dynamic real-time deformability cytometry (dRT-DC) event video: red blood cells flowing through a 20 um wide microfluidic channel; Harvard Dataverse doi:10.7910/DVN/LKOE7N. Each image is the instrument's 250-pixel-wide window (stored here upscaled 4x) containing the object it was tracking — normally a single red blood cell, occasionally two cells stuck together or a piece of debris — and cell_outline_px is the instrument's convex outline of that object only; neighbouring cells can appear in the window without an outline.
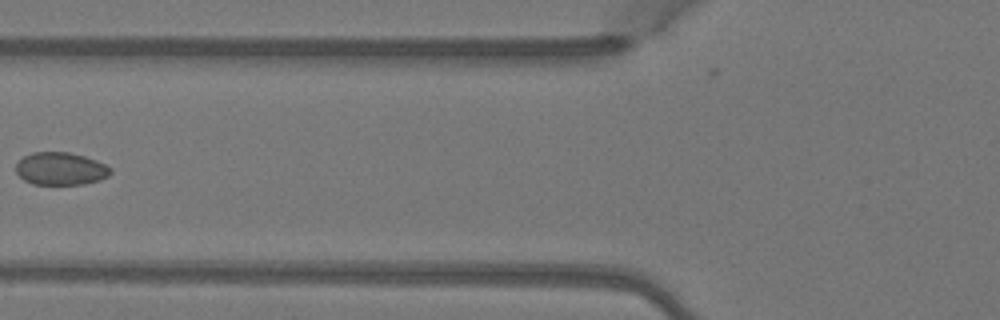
{"species": "Egyptian fruit bat (a non-hibernating species)", "species_latin": "Rousettus aegyptiacus", "temperature_condition": "warm", "stored_images_in_passage": 2, "camera_frame_rate_fps": 3000, "um_per_image_px": 0.085, "animal": {"sex": "female"}, "frame": {"image": 1, "passage_image": 2, "time_ms": 0.333, "image_size_px": [1000, 320], "cell_outline_px": [[112, 172], [108, 176], [100, 180], [84, 184], [32, 184], [24, 180], [16, 172], [16, 164], [24, 156], [32, 152], [68, 152], [84, 156], [96, 160], [112, 168]], "centroid_in_image_um": [5.16, 14.34], "position_along_channel_um": 120.6, "area_um2": 18.03}}